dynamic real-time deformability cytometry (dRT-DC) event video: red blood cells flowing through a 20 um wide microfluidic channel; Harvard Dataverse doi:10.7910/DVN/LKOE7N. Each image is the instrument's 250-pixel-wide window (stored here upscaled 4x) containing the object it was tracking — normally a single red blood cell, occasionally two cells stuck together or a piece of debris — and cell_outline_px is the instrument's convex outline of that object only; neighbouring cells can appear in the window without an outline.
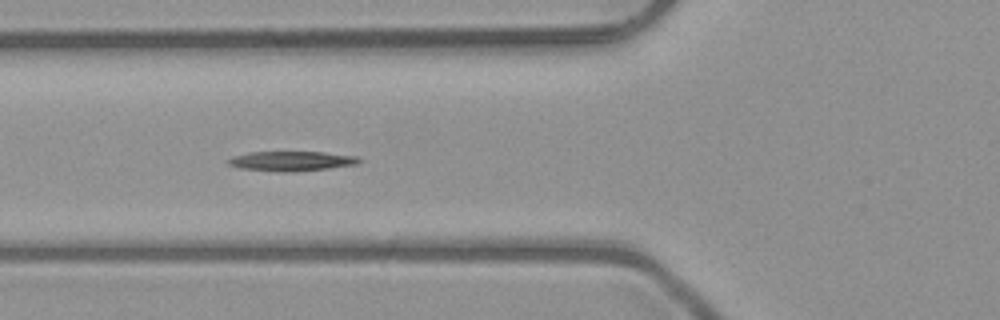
{"species": "common noctule bat (a hibernating species)", "species_latin": "Nyctalus noctula", "temperature_condition": "room temperature", "stored_images_in_passage": 40, "camera_frame_rate_fps": 3000, "um_per_image_px": 0.085, "animal": {"sex": "male", "body_mass_g": 23.1, "forearm_length_mm": 52.7}, "frame": {"image": 1, "passage_image": 8, "time_ms": 2.333, "image_size_px": [1000, 320], "cell_outline_px": [[360, 160], [356, 164], [328, 168], [296, 172], [284, 172], [240, 168], [228, 164], [224, 160], [232, 156], [248, 152], [324, 152], [356, 156]], "centroid_in_image_um": [24.7, 13.69], "position_along_channel_um": 101.1, "area_um2": 15.03}}
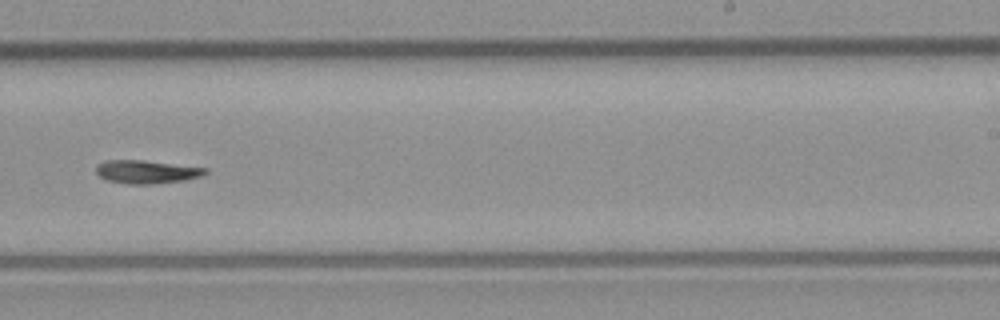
{"frame": {"image": 2, "passage_image": 21, "time_ms": 6.667, "image_size_px": [1000, 320], "cell_outline_px": [[208, 172], [200, 176], [184, 180], [152, 184], [128, 184], [108, 180], [100, 176], [96, 172], [96, 164], [104, 160], [144, 160], [208, 168]], "centroid_in_image_um": [12.44, 14.59], "position_along_channel_um": 276.6, "area_um2": 14.8}}
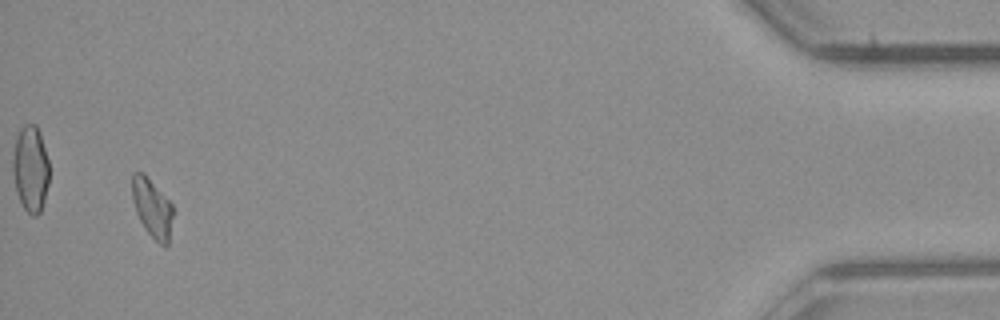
{"frame": {"image": 3, "passage_image": 38, "time_ms": 12.333, "image_size_px": [1000, 320], "cell_outline_px": [[172, 216], [168, 244], [160, 244], [144, 228], [136, 212], [132, 200], [132, 172], [144, 172], [172, 204]], "centroid_in_image_um": [12.9, 17.63], "position_along_channel_um": 422.3, "area_um2": 13.76}, "authors_computed_cell_mechanics": {"area_um2": 14.5945, "velocity_mm_per_s": 4.0454, "shape_relaxation_time_tau1_ms": 6.1129, "shape_relaxation_time_tau2_ms": null, "deformation_change_tau1": 0.2141, "deformation_change_tau2": null}}